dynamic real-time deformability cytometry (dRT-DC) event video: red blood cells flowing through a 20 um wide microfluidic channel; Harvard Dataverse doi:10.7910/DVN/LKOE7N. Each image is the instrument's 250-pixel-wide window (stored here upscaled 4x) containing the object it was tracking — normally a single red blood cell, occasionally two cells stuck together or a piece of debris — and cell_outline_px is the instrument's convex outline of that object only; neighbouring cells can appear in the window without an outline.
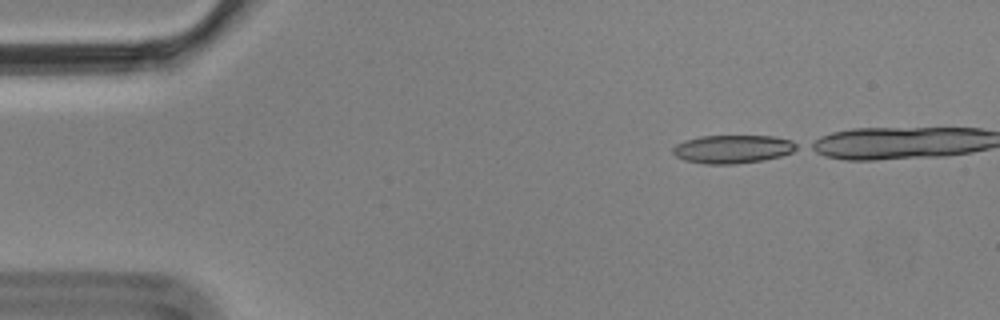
{"species": "Egyptian fruit bat (a non-hibernating species)", "species_latin": "Rousettus aegyptiacus", "temperature_condition": "cold", "stored_images_in_passage": 4, "camera_frame_rate_fps": 3000, "um_per_image_px": 0.085, "animal": {"sex": "male"}, "frame": {"image": 1, "passage_image": 1, "time_ms": 0.0, "image_size_px": [1000, 320], "cell_outline_px": [[800, 148], [792, 152], [780, 156], [764, 160], [736, 164], [708, 164], [684, 160], [676, 156], [672, 152], [672, 148], [676, 144], [684, 140], [700, 136], [772, 136], [792, 140], [800, 144]], "centroid_in_image_um": [62.31, 12.67], "position_along_channel_um": 22.7, "area_um2": 20.63}}